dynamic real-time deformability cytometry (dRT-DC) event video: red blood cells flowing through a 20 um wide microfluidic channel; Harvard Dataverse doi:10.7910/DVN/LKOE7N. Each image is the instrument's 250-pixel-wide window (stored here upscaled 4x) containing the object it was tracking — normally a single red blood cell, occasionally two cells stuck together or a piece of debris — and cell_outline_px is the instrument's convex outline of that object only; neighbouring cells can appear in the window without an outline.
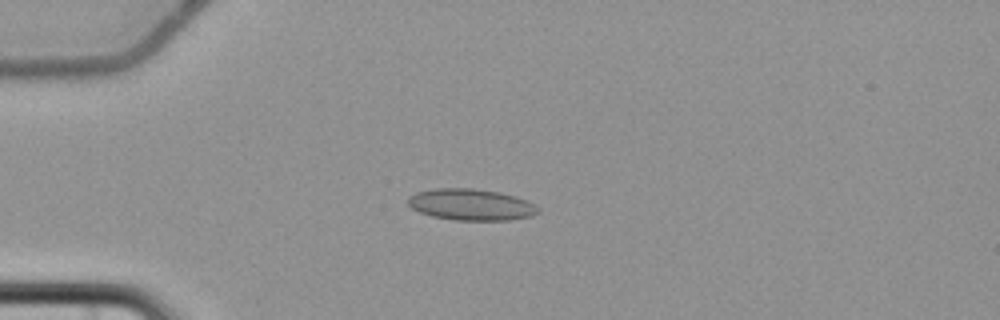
{"species": "common noctule bat (a hibernating species)", "species_latin": "Nyctalus noctula", "temperature_condition": "cold", "stored_images_in_passage": 9, "camera_frame_rate_fps": 3000, "um_per_image_px": 0.085, "animal": {"sex": "female", "body_mass_g": 22.7, "forearm_length_mm": 54.2}, "frame": {"image": 1, "passage_image": 4, "time_ms": 4.667, "image_size_px": [1000, 320], "cell_outline_px": [[540, 212], [532, 216], [508, 220], [452, 220], [432, 216], [420, 212], [412, 208], [408, 204], [408, 196], [416, 192], [436, 188], [472, 188], [500, 192], [516, 196], [536, 204], [540, 208]], "centroid_in_image_um": [40.06, 17.39], "position_along_channel_um": 44.9, "area_um2": 24.04}}
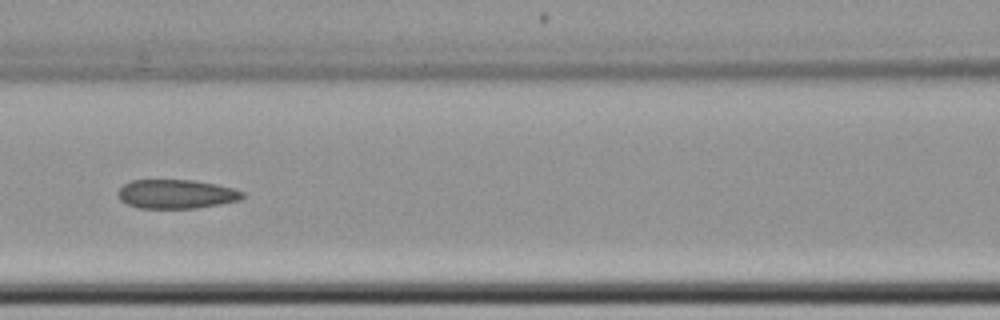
{"frame": {"image": 2, "passage_image": 7, "time_ms": 8.333, "image_size_px": [1000, 320], "cell_outline_px": [[244, 196], [240, 200], [220, 204], [196, 208], [140, 208], [128, 204], [120, 200], [116, 192], [124, 184], [132, 180], [192, 180], [216, 184], [232, 188], [244, 192]], "centroid_in_image_um": [14.97, 16.49], "position_along_channel_um": 151.6, "area_um2": 21.04}}
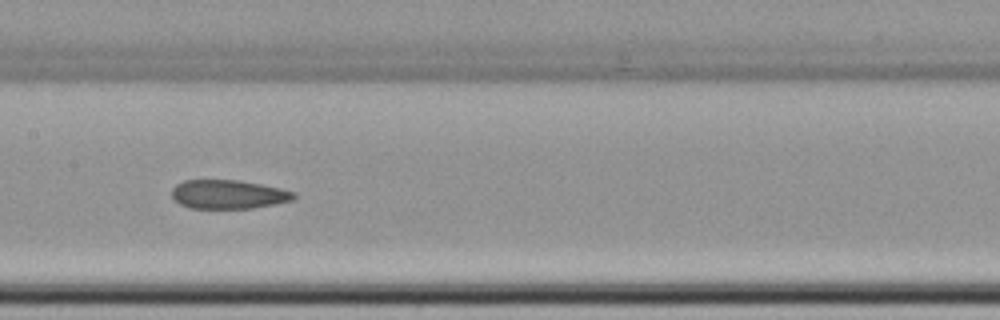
{"frame": {"image": 3, "passage_image": 8, "time_ms": 9.333, "image_size_px": [1000, 320], "cell_outline_px": [[296, 196], [292, 200], [276, 204], [252, 208], [188, 208], [172, 200], [172, 188], [176, 184], [184, 180], [240, 180], [280, 188], [296, 192]], "centroid_in_image_um": [19.39, 16.52], "position_along_channel_um": 188.0, "area_um2": 20.69}}